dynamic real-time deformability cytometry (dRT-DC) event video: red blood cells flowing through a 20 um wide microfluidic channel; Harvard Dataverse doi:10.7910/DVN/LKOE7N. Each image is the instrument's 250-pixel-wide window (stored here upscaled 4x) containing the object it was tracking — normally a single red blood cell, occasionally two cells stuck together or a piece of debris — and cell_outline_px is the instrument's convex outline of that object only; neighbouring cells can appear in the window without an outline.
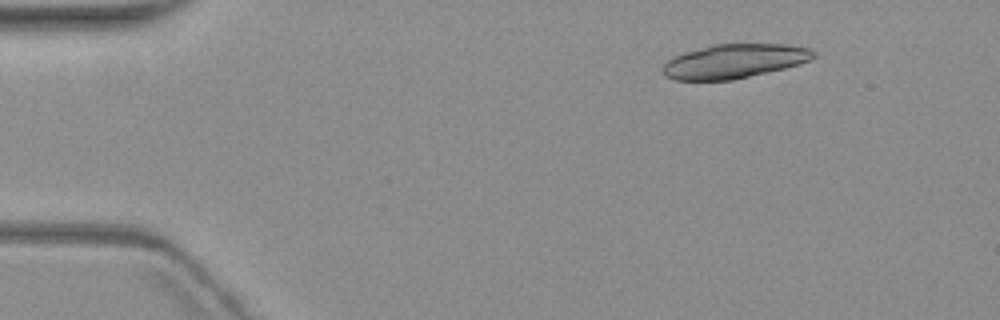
{"species": "common noctule bat (a hibernating species)", "species_latin": "Nyctalus noctula", "temperature_condition": "warm", "stored_images_in_passage": 6, "camera_frame_rate_fps": 3000, "um_per_image_px": 0.085, "animal": {"sex": "female", "body_mass_g": 19.3, "forearm_length_mm": 54.1}, "frame": {"image": 1, "passage_image": 2, "time_ms": 1.667, "image_size_px": [1000, 320], "cell_outline_px": [[816, 56], [812, 60], [800, 64], [784, 68], [732, 80], [676, 80], [664, 76], [664, 64], [672, 56], [684, 52], [712, 44], [784, 44], [812, 48], [816, 52]], "centroid_in_image_um": [62.44, 5.19], "position_along_channel_um": 22.6, "area_um2": 30.11}}